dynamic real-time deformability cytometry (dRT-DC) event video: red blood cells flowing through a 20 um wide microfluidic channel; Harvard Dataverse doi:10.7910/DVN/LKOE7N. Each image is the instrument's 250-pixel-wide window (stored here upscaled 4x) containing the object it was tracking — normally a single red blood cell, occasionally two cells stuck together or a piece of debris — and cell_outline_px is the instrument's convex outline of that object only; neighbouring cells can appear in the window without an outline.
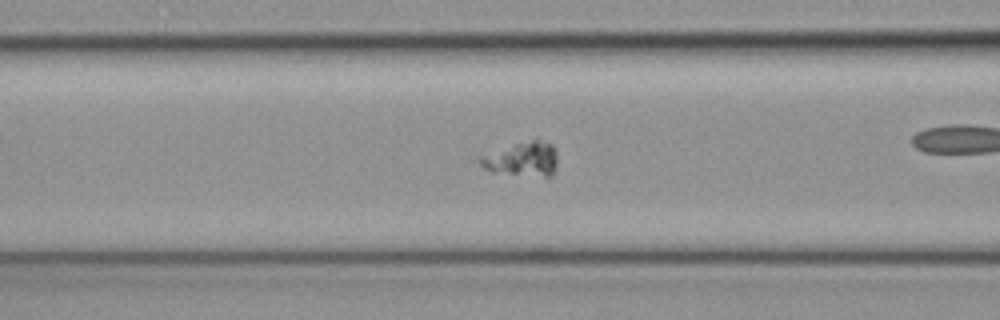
{"species": "common noctule bat (a hibernating species)", "species_latin": "Nyctalus noctula", "temperature_condition": "cold", "stored_images_in_passage": 36, "camera_frame_rate_fps": 3000, "um_per_image_px": 0.085, "animal": {"sex": "female", "body_mass_g": 19.3, "forearm_length_mm": 54.1}, "frame": {"image": 1, "passage_image": 5, "time_ms": 1.333, "image_size_px": [1000, 320], "cell_outline_px": [[556, 168], [552, 176], [544, 176], [492, 172], [484, 168], [476, 160], [480, 156], [516, 144], [532, 140], [536, 140], [552, 144], [556, 148]], "centroid_in_image_um": [44.4, 13.54], "position_along_channel_um": 122.2, "area_um2": 15.14}}
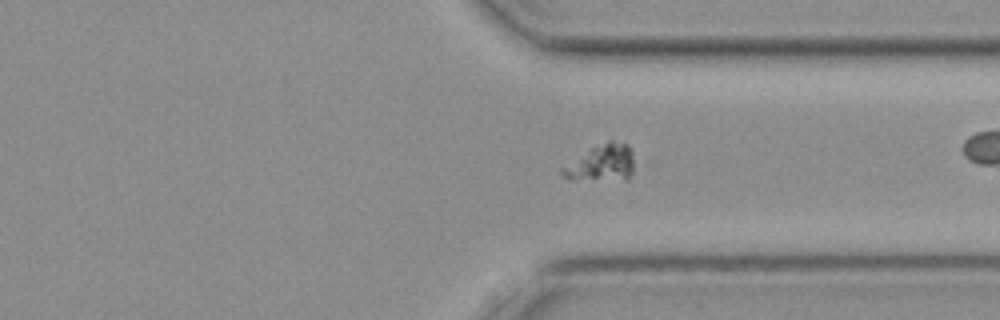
{"frame": {"image": 2, "passage_image": 22, "time_ms": 7.0, "image_size_px": [1000, 320], "cell_outline_px": [[632, 176], [628, 180], [572, 180], [560, 176], [560, 168], [592, 148], [608, 140], [612, 140], [628, 144], [632, 152]], "centroid_in_image_um": [51.12, 13.89], "position_along_channel_um": 360.3, "area_um2": 15.49}}
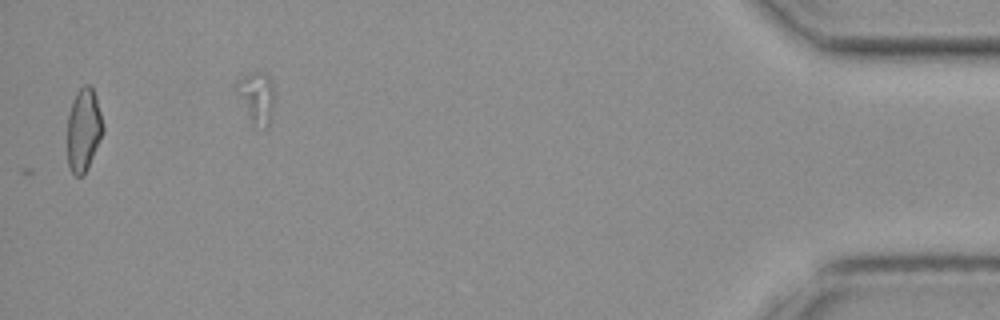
{"frame": {"image": 3, "passage_image": 36, "time_ms": 11.667, "image_size_px": [1000, 320], "cell_outline_px": [[104, 132], [88, 168], [84, 176], [76, 176], [72, 172], [68, 164], [68, 116], [76, 92], [84, 84], [88, 84], [92, 88], [96, 96], [104, 128]], "centroid_in_image_um": [7.12, 11.06], "position_along_channel_um": 428.1, "area_um2": 17.22}}